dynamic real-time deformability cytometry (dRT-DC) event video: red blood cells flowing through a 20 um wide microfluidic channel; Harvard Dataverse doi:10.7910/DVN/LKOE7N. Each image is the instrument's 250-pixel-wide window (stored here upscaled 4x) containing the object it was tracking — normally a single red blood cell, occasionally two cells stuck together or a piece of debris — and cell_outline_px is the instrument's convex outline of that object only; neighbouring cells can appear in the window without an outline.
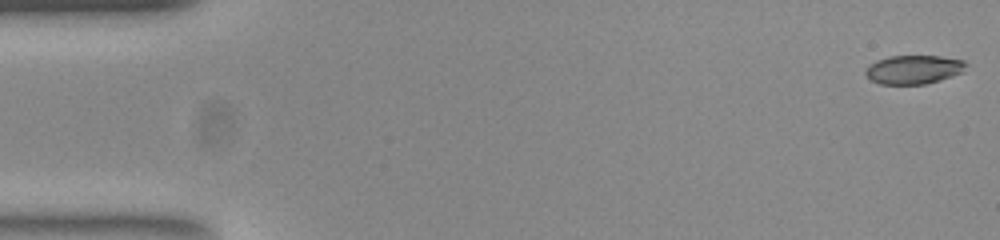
{"species": "common noctule bat (a hibernating species)", "species_latin": "Nyctalus noctula", "temperature_condition": "room temperature", "stored_images_in_passage": 52, "camera_frame_rate_fps": 3000, "um_per_image_px": 0.085, "animal": {"sex": "female", "body_mass_g": 23.0, "forearm_length_mm": 53.4}, "frame": {"image": 1, "passage_image": 1, "time_ms": 0.0, "image_size_px": [1000, 240], "cell_outline_px": [[968, 64], [964, 72], [940, 80], [924, 84], [880, 84], [872, 80], [864, 72], [876, 60], [888, 56], [940, 56], [964, 60]], "centroid_in_image_um": [77.72, 5.9], "position_along_channel_um": 7.3, "area_um2": 16.82}}
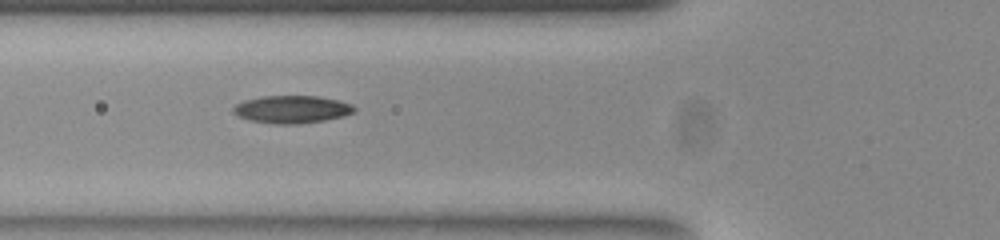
{"frame": {"image": 2, "passage_image": 19, "time_ms": 6.0, "image_size_px": [1000, 240], "cell_outline_px": [[356, 112], [344, 116], [324, 120], [292, 124], [280, 124], [248, 120], [236, 116], [232, 112], [232, 108], [236, 104], [244, 100], [264, 96], [320, 96], [340, 100], [352, 104], [356, 108]], "centroid_in_image_um": [24.82, 9.28], "position_along_channel_um": 101.0, "area_um2": 19.59}}
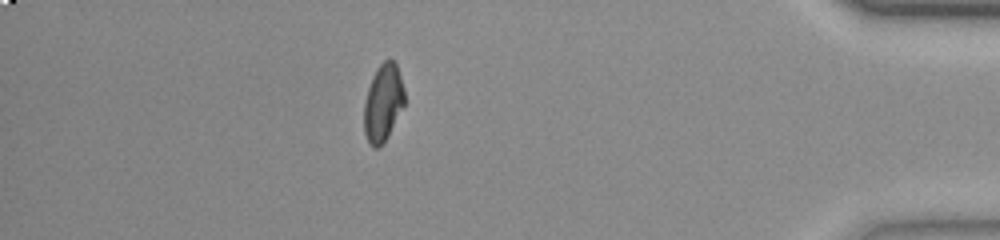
{"frame": {"image": 3, "passage_image": 46, "time_ms": 15.0, "image_size_px": [1000, 240], "cell_outline_px": [[404, 104], [388, 136], [376, 148], [372, 148], [364, 132], [364, 104], [368, 88], [372, 76], [376, 68], [384, 60], [392, 60], [396, 64], [404, 88]], "centroid_in_image_um": [32.55, 8.72], "position_along_channel_um": 402.7, "area_um2": 17.98}, "authors_computed_cell_mechanics": {"area_um2": 18.3226, "velocity_mm_per_s": 3.8817, "shape_relaxation_time_tau1_ms": null, "shape_relaxation_time_tau2_ms": 3.347, "deformation_change_tau1": null, "deformation_change_tau2": 0.082}}